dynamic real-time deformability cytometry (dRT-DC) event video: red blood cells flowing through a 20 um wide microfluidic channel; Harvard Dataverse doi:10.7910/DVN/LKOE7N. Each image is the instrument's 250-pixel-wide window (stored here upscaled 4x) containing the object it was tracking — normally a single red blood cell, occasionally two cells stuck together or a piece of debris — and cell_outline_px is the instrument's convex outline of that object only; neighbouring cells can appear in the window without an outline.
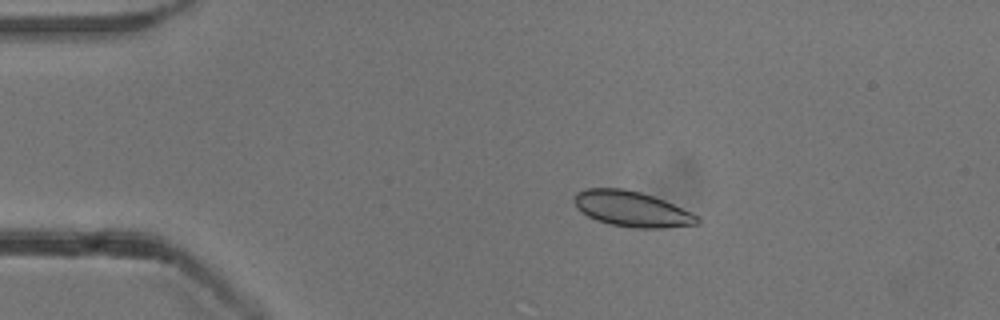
{"species": "common noctule bat (a hibernating species)", "species_latin": "Nyctalus noctula", "temperature_condition": "cold", "stored_images_in_passage": 53, "camera_frame_rate_fps": 3000, "um_per_image_px": 0.085, "animal": {"sex": "male", "body_mass_g": 13.3}, "frame": {"image": 1, "passage_image": 10, "time_ms": 3.0, "image_size_px": [1000, 320], "cell_outline_px": [[700, 224], [668, 228], [632, 228], [608, 224], [596, 220], [588, 216], [576, 208], [572, 200], [576, 192], [588, 188], [624, 188], [640, 192], [664, 200], [692, 212], [700, 216]], "centroid_in_image_um": [53.71, 17.77], "position_along_channel_um": 31.3, "area_um2": 25.84}}
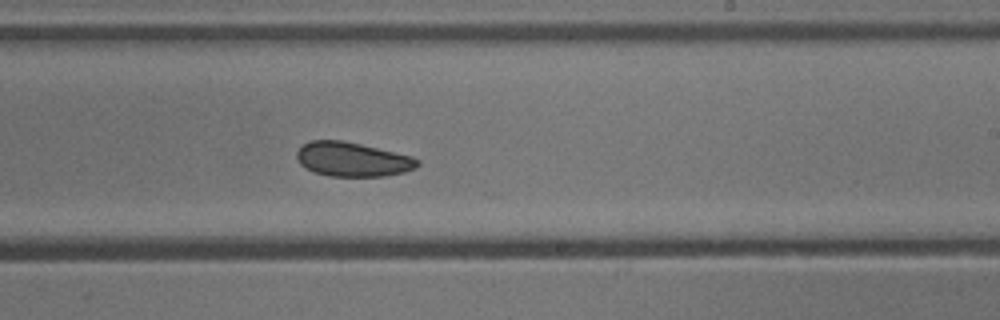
{"frame": {"image": 2, "passage_image": 32, "time_ms": 10.333, "image_size_px": [1000, 320], "cell_outline_px": [[420, 164], [416, 168], [404, 172], [384, 176], [328, 176], [316, 172], [300, 164], [296, 156], [296, 152], [300, 144], [308, 140], [340, 140], [360, 144], [412, 156], [420, 160]], "centroid_in_image_um": [29.95, 13.53], "position_along_channel_um": 259.1, "area_um2": 24.16}}
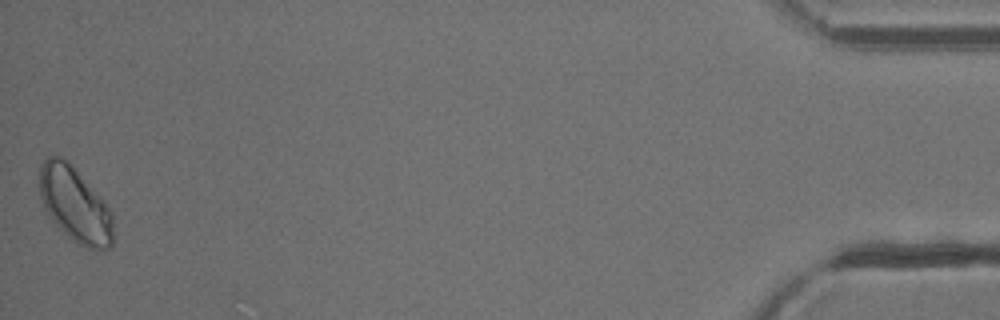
{"frame": {"image": 3, "passage_image": 53, "time_ms": 17.333, "image_size_px": [1000, 320], "cell_outline_px": [[112, 248], [88, 248], [72, 240], [48, 216], [44, 208], [40, 196], [40, 164], [48, 156], [60, 156], [68, 160], [104, 200], [112, 212]], "centroid_in_image_um": [6.36, 17.36], "position_along_channel_um": 428.8, "area_um2": 32.08}}